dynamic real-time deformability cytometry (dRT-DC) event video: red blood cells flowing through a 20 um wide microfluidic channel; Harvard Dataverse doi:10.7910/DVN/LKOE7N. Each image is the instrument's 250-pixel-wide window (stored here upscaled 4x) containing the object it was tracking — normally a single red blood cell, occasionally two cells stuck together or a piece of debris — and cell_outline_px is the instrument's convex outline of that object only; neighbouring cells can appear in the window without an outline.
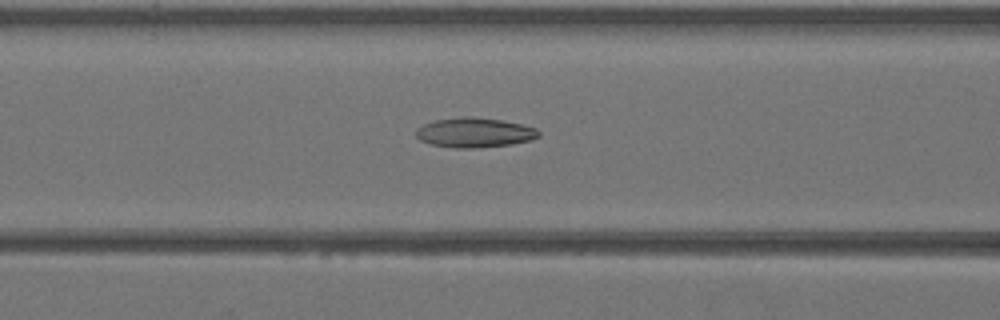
{"species": "Egyptian fruit bat (a non-hibernating species)", "species_latin": "Rousettus aegyptiacus", "temperature_condition": "warm", "stored_images_in_passage": 37, "camera_frame_rate_fps": 3000, "um_per_image_px": 0.085, "animal": {"sex": "female"}, "frame": {"image": 1, "passage_image": 12, "time_ms": 3.667, "image_size_px": [1000, 320], "cell_outline_px": [[540, 136], [532, 140], [512, 144], [480, 148], [452, 148], [432, 144], [420, 140], [416, 136], [416, 128], [424, 124], [436, 120], [464, 116], [472, 116], [500, 120], [520, 124], [536, 128], [540, 132]], "centroid_in_image_um": [40.34, 11.28], "position_along_channel_um": 126.3, "area_um2": 21.33}}
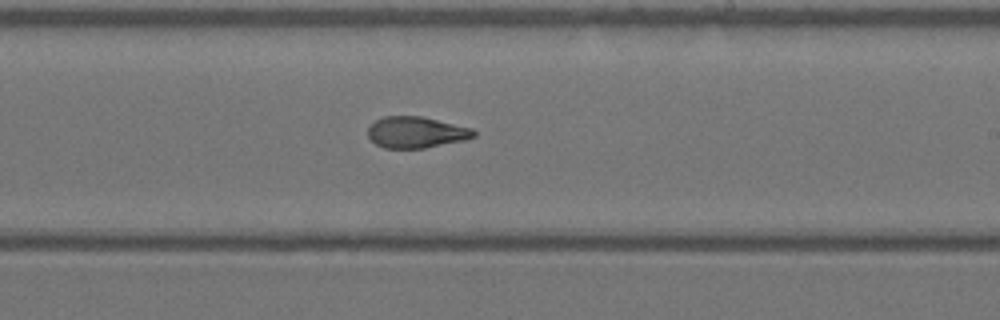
{"frame": {"image": 2, "passage_image": 20, "time_ms": 6.333, "image_size_px": [1000, 320], "cell_outline_px": [[476, 136], [464, 140], [424, 148], [384, 148], [376, 144], [368, 136], [368, 128], [376, 120], [384, 116], [420, 116], [472, 128], [476, 132]], "centroid_in_image_um": [35.37, 11.25], "position_along_channel_um": 253.6, "area_um2": 19.13}}
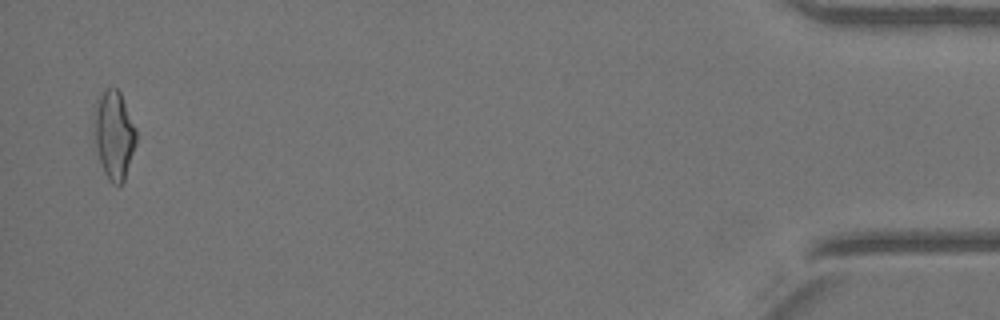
{"frame": {"image": 3, "passage_image": 36, "time_ms": 11.667, "image_size_px": [1000, 320], "cell_outline_px": [[136, 144], [124, 180], [120, 184], [112, 184], [108, 180], [104, 172], [96, 148], [92, 128], [92, 112], [104, 88], [116, 88], [120, 92], [136, 128]], "centroid_in_image_um": [9.66, 11.44], "position_along_channel_um": 425.5, "area_um2": 21.91}}